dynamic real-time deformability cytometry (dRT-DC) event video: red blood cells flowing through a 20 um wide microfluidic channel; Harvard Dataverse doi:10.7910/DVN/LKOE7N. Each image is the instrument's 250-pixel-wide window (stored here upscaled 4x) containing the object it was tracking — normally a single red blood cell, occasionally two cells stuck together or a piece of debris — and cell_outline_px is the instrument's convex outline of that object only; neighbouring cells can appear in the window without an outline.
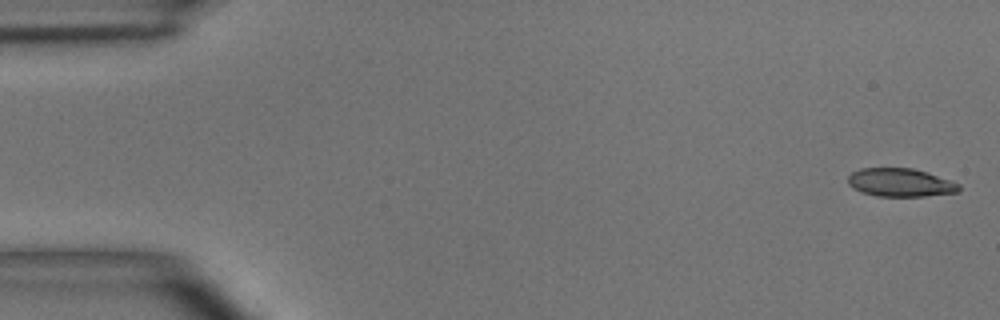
{"species": "common noctule bat (a hibernating species)", "species_latin": "Nyctalus noctula", "temperature_condition": "room temperature", "stored_images_in_passage": 6, "camera_frame_rate_fps": 3000, "um_per_image_px": 0.085, "animal": {"sex": "male", "body_mass_g": 15.6}, "frame": {"image": 1, "passage_image": 1, "time_ms": 0.0, "image_size_px": [1000, 320], "cell_outline_px": [[960, 192], [924, 196], [876, 196], [860, 192], [852, 188], [848, 184], [848, 176], [852, 172], [860, 168], [912, 168], [960, 184]], "centroid_in_image_um": [76.48, 15.52], "position_along_channel_um": 8.5, "area_um2": 18.21}}
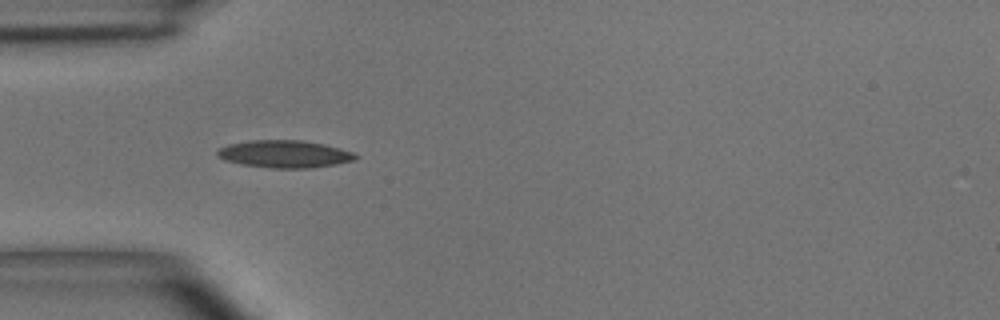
{"frame": {"image": 2, "passage_image": 5, "time_ms": 4.667, "image_size_px": [1000, 320], "cell_outline_px": [[360, 156], [356, 160], [336, 164], [308, 168], [272, 168], [240, 164], [224, 160], [216, 156], [216, 152], [220, 148], [228, 144], [252, 140], [300, 140], [324, 144], [356, 152]], "centroid_in_image_um": [24.21, 13.09], "position_along_channel_um": 60.8, "area_um2": 22.25}}
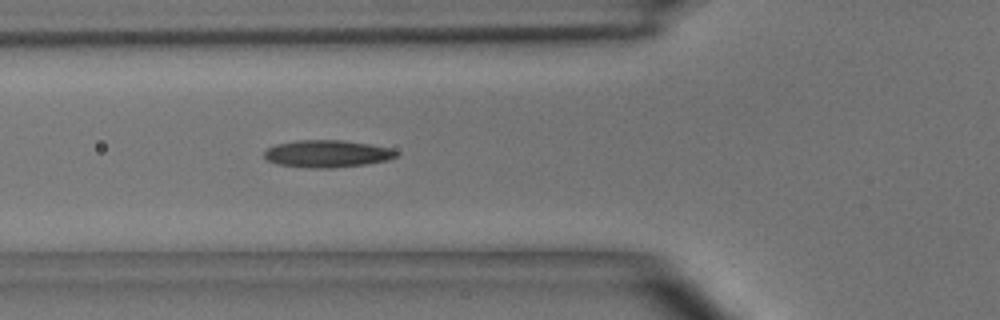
{"frame": {"image": 3, "passage_image": 6, "time_ms": 5.667, "image_size_px": [1000, 320], "cell_outline_px": [[400, 156], [388, 160], [364, 164], [332, 168], [308, 168], [276, 164], [264, 160], [264, 152], [268, 148], [276, 144], [296, 140], [344, 140], [372, 144], [392, 148], [400, 152]], "centroid_in_image_um": [27.83, 13.06], "position_along_channel_um": 98.0, "area_um2": 21.39}}